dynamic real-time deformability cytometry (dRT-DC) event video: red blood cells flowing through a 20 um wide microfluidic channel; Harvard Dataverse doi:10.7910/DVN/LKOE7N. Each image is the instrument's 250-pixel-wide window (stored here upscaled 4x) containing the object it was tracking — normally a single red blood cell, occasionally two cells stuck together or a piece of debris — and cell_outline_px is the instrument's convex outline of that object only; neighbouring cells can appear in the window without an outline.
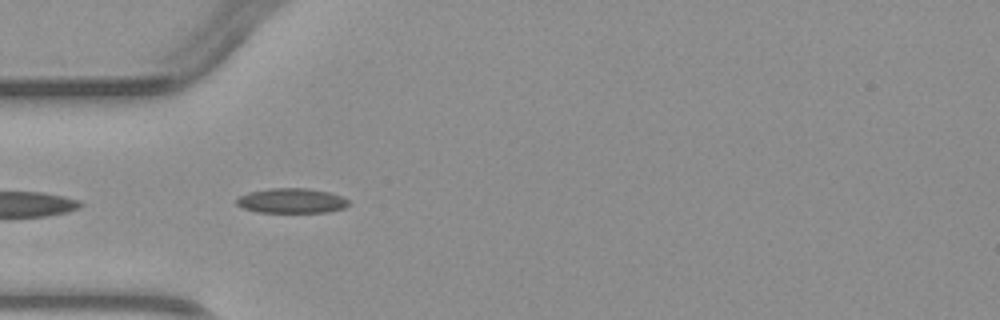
{"species": "common noctule bat (a hibernating species)", "species_latin": "Nyctalus noctula", "temperature_condition": "warm", "stored_images_in_passage": 5, "camera_frame_rate_fps": 3000, "um_per_image_px": 0.085, "animal": {"sex": "male", "body_mass_g": 23.1, "forearm_length_mm": 52.7}, "frame": {"image": 1, "passage_image": 3, "time_ms": 2.333, "image_size_px": [1000, 320], "cell_outline_px": [[348, 204], [344, 208], [328, 212], [256, 212], [244, 208], [236, 204], [236, 200], [240, 196], [248, 192], [268, 188], [308, 188], [328, 192], [340, 196], [348, 200]], "centroid_in_image_um": [24.76, 17.06], "position_along_channel_um": 60.2, "area_um2": 16.18}}
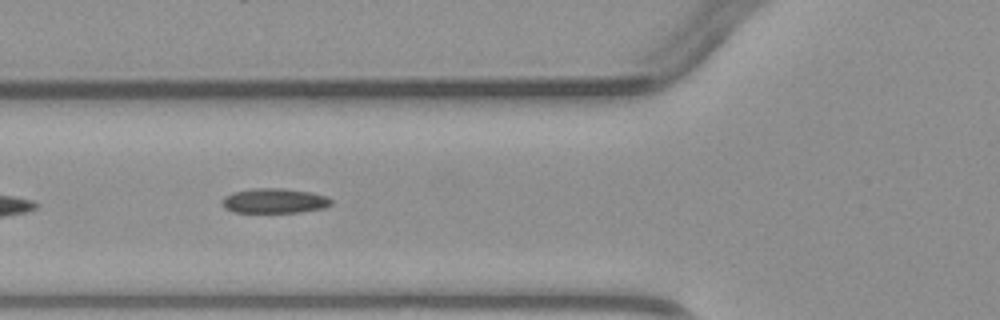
{"frame": {"image": 2, "passage_image": 4, "time_ms": 3.333, "image_size_px": [1000, 320], "cell_outline_px": [[332, 204], [324, 208], [300, 212], [232, 212], [224, 208], [220, 200], [224, 196], [232, 192], [252, 188], [284, 188], [312, 192], [324, 196], [332, 200]], "centroid_in_image_um": [23.28, 17.06], "position_along_channel_um": 102.5, "area_um2": 15.95}}
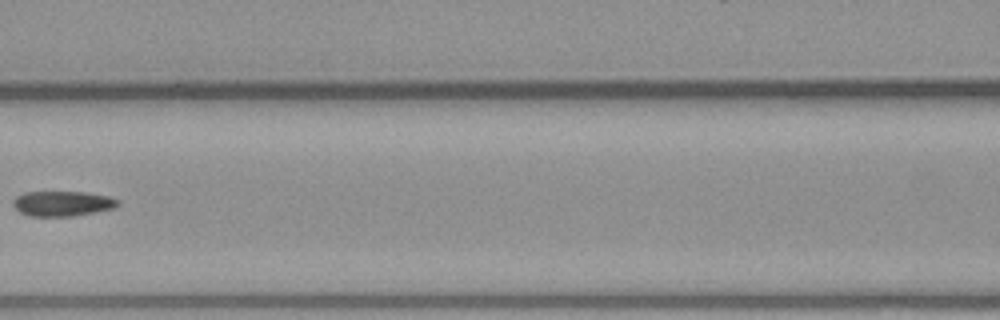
{"frame": {"image": 3, "passage_image": 5, "time_ms": 4.667, "image_size_px": [1000, 320], "cell_outline_px": [[116, 204], [112, 208], [72, 216], [28, 216], [20, 212], [12, 204], [12, 200], [16, 196], [24, 192], [84, 192], [108, 196], [116, 200]], "centroid_in_image_um": [5.2, 17.29], "position_along_channel_um": 161.4, "area_um2": 15.03}}